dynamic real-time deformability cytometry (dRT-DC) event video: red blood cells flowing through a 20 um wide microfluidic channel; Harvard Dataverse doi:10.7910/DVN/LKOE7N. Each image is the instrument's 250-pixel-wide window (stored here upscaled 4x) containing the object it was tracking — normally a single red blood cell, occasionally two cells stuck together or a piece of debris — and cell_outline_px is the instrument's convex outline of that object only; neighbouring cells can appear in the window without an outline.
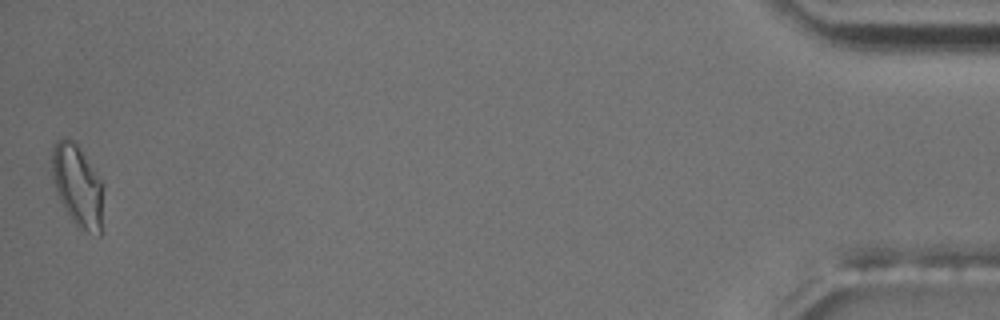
{"species": "common noctule bat (a hibernating species)", "species_latin": "Nyctalus noctula", "temperature_condition": "room temperature", "stored_images_in_passage": 54, "camera_frame_rate_fps": 3000, "um_per_image_px": 0.085, "animal": {"sex": "male", "body_mass_g": 17.5, "forearm_length_mm": 52.3}, "frame": {"image": 1, "passage_image": 54, "time_ms": 17.667, "image_size_px": [1000, 320], "cell_outline_px": [[100, 236], [76, 228], [64, 208], [60, 200], [52, 176], [52, 144], [56, 140], [64, 136], [68, 136], [76, 144], [96, 172], [100, 180]], "centroid_in_image_um": [6.52, 15.74], "position_along_channel_um": 428.7, "area_um2": 23.87}, "authors_computed_cell_mechanics": {"area_um2": 18.3226, "velocity_mm_per_s": 3.7147, "shape_relaxation_time_tau1_ms": 7.2089, "shape_relaxation_time_tau2_ms": 3.6112, "deformation_change_tau1": 0.2155, "deformation_change_tau2": 0.0947}}